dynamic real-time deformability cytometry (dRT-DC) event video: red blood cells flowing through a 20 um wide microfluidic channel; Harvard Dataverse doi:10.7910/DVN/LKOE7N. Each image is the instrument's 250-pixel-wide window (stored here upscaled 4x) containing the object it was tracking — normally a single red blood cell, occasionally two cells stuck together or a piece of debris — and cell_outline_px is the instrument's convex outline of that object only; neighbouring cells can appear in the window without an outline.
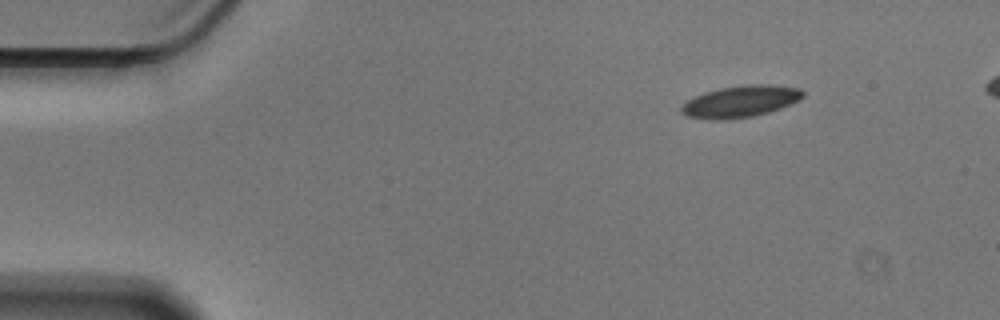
{"species": "Egyptian fruit bat (a non-hibernating species)", "species_latin": "Rousettus aegyptiacus", "temperature_condition": "cold", "stored_images_in_passage": 49, "camera_frame_rate_fps": 3000, "um_per_image_px": 0.085, "animal": {"sex": "male"}, "frame": {"image": 1, "passage_image": 1, "time_ms": 0.0, "image_size_px": [1000, 320], "cell_outline_px": [[804, 96], [800, 100], [780, 108], [768, 112], [752, 116], [724, 120], [708, 120], [688, 116], [680, 112], [680, 108], [688, 100], [704, 92], [720, 88], [748, 84], [768, 84], [800, 88], [804, 92]], "centroid_in_image_um": [62.95, 8.62], "position_along_channel_um": 22.1, "area_um2": 22.43}}
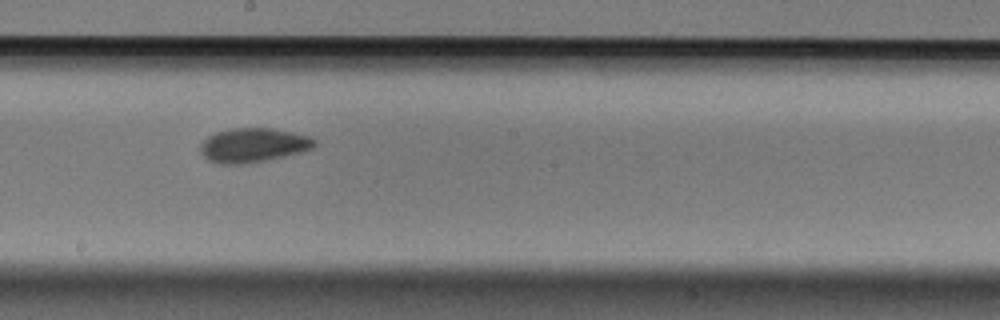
{"frame": {"image": 2, "passage_image": 25, "time_ms": 8.0, "image_size_px": [1000, 320], "cell_outline_px": [[316, 144], [312, 148], [300, 152], [284, 156], [248, 164], [220, 164], [208, 160], [200, 152], [200, 144], [208, 136], [216, 132], [228, 128], [272, 128], [292, 132], [308, 136], [316, 140]], "centroid_in_image_um": [21.49, 12.34], "position_along_channel_um": 226.7, "area_um2": 22.83}}
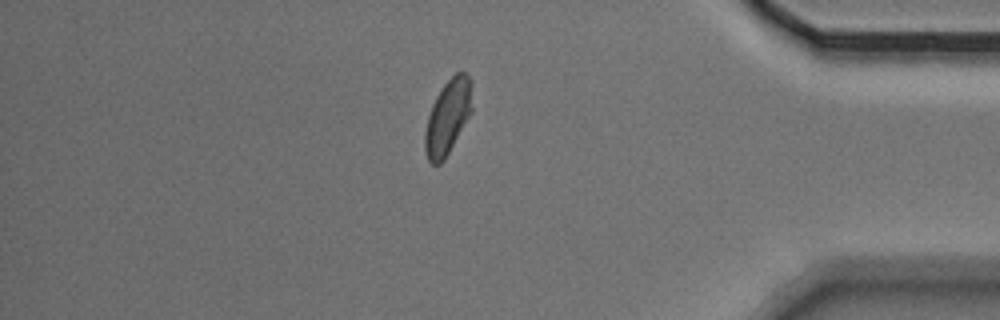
{"frame": {"image": 3, "passage_image": 42, "time_ms": 13.667, "image_size_px": [1000, 320], "cell_outline_px": [[472, 112], [444, 160], [440, 164], [432, 164], [428, 160], [424, 148], [424, 136], [428, 116], [432, 104], [440, 88], [456, 72], [464, 72], [472, 80]], "centroid_in_image_um": [38.07, 9.92], "position_along_channel_um": 397.1, "area_um2": 20.63}}